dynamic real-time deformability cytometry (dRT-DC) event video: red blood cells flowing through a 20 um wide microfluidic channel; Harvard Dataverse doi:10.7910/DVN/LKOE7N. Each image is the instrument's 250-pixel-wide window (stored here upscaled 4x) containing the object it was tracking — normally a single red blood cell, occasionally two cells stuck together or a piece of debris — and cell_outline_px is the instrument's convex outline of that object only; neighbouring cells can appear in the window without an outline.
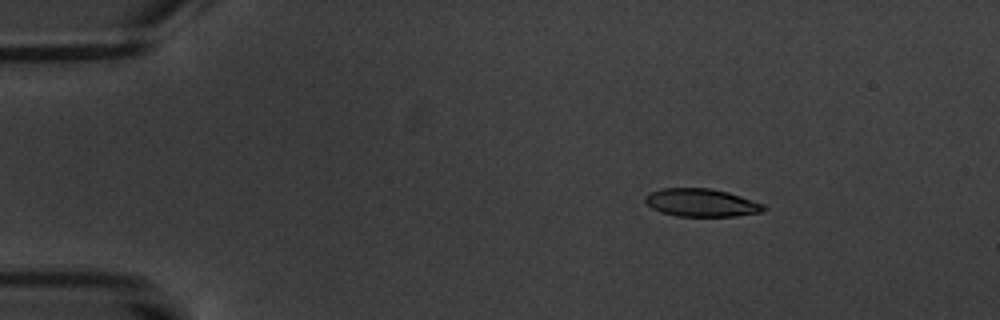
{"species": "common noctule bat (a hibernating species)", "species_latin": "Nyctalus noctula", "temperature_condition": "warm", "stored_images_in_passage": 8, "camera_frame_rate_fps": 3000, "um_per_image_px": 0.085, "animal": {"sex": "male", "body_mass_g": 20.1, "forearm_length_mm": 53.5}, "frame": {"image": 1, "passage_image": 2, "time_ms": 1.0, "image_size_px": [1000, 320], "cell_outline_px": [[768, 208], [760, 212], [736, 216], [676, 216], [660, 212], [652, 208], [644, 200], [644, 196], [652, 192], [664, 188], [708, 188], [728, 192], [764, 204]], "centroid_in_image_um": [59.62, 17.23], "position_along_channel_um": 25.4, "area_um2": 19.19}}
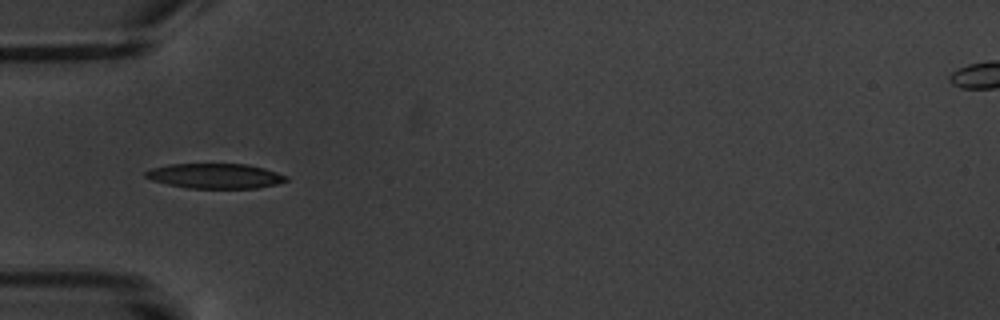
{"frame": {"image": 2, "passage_image": 4, "time_ms": 4.333, "image_size_px": [1000, 320], "cell_outline_px": [[288, 180], [276, 184], [256, 188], [188, 188], [168, 184], [152, 180], [144, 176], [144, 172], [152, 168], [168, 164], [248, 164], [264, 168], [288, 176]], "centroid_in_image_um": [18.29, 14.95], "position_along_channel_um": 66.7, "area_um2": 20.4}}